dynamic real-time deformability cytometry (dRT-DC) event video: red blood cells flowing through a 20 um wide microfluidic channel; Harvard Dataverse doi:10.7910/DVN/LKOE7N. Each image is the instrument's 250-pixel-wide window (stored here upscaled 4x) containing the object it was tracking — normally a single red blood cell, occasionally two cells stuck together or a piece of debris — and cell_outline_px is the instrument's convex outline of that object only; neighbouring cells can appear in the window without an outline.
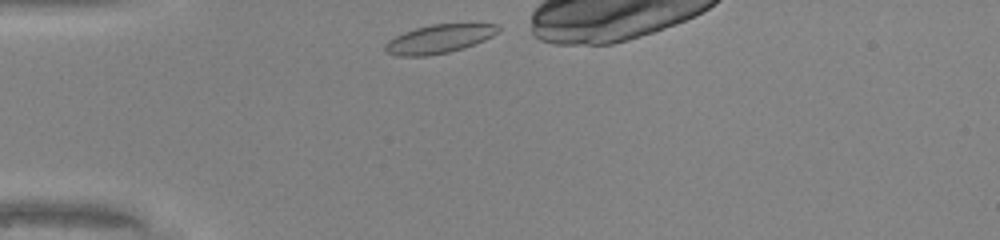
{"species": "common noctule bat (a hibernating species)", "species_latin": "Nyctalus noctula", "temperature_condition": "warm", "stored_images_in_passage": 28, "camera_frame_rate_fps": 3000, "um_per_image_px": 0.085, "animal": {"sex": "male", "body_mass_g": 20.0, "forearm_length_mm": 53.3}, "frame": {"image": 1, "passage_image": 1, "time_ms": 0.0, "image_size_px": [1000, 240], "cell_outline_px": [[500, 32], [484, 40], [464, 48], [448, 52], [428, 56], [396, 56], [388, 52], [384, 48], [384, 44], [388, 40], [404, 32], [416, 28], [432, 24], [500, 24]], "centroid_in_image_um": [37.33, 3.31], "position_along_channel_um": 47.7, "area_um2": 18.84}}
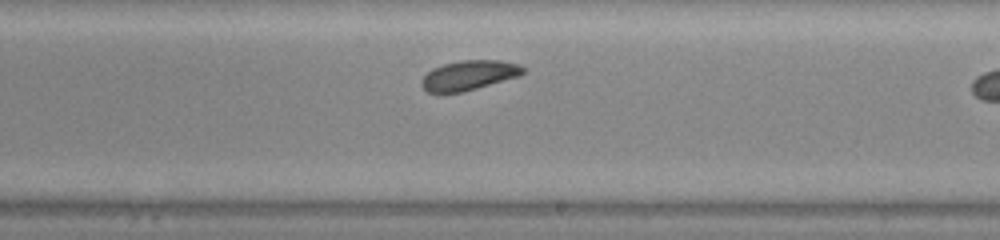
{"frame": {"image": 2, "passage_image": 17, "time_ms": 5.333, "image_size_px": [1000, 240], "cell_outline_px": [[524, 72], [520, 76], [476, 88], [460, 92], [428, 92], [420, 84], [420, 80], [432, 68], [444, 64], [460, 60], [500, 60], [520, 64], [524, 68]], "centroid_in_image_um": [39.87, 6.38], "position_along_channel_um": 249.1, "area_um2": 17.46}}
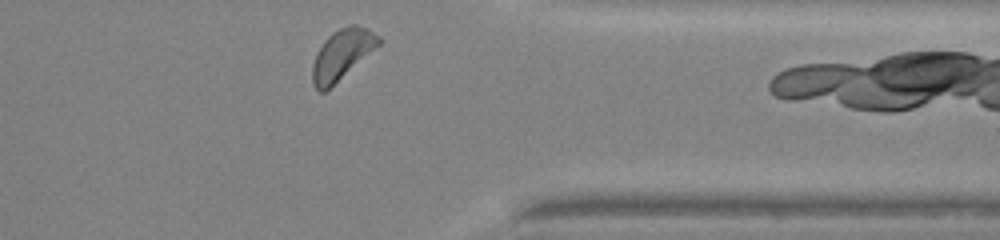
{"frame": {"image": 3, "passage_image": 27, "time_ms": 8.667, "image_size_px": [1000, 240], "cell_outline_px": [[384, 40], [380, 44], [324, 92], [320, 92], [312, 84], [312, 64], [316, 52], [324, 40], [332, 32], [348, 24], [356, 24], [368, 28], [380, 36]], "centroid_in_image_um": [29.06, 4.58], "position_along_channel_um": 382.3, "area_um2": 19.31}}